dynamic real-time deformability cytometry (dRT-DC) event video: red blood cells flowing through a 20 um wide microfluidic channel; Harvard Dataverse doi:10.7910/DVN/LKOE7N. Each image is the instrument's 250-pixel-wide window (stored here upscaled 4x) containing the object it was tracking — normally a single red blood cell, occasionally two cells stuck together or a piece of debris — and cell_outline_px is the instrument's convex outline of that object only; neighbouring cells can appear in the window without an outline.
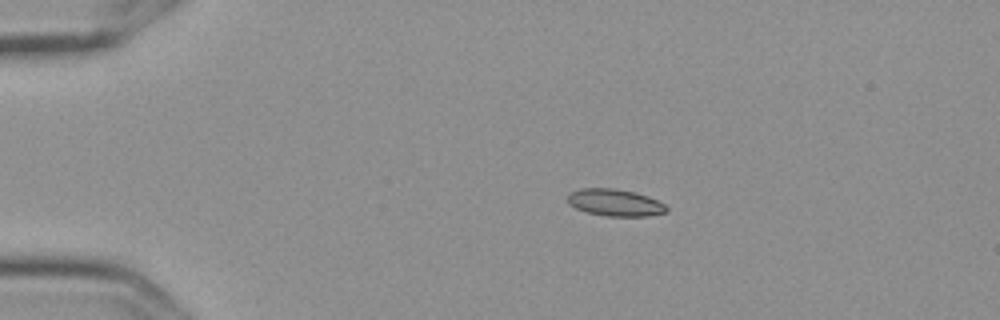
{"species": "Egyptian fruit bat (a non-hibernating species)", "species_latin": "Rousettus aegyptiacus", "temperature_condition": "cold", "stored_images_in_passage": 15, "camera_frame_rate_fps": 3000, "um_per_image_px": 0.085, "frame": {"image": 1, "passage_image": 3, "time_ms": 0.667, "image_size_px": [1000, 320], "cell_outline_px": [[668, 212], [648, 216], [608, 216], [588, 212], [576, 208], [568, 204], [568, 192], [580, 188], [616, 188], [636, 192], [648, 196], [664, 204], [668, 208]], "centroid_in_image_um": [52.27, 17.21], "position_along_channel_um": 32.7, "area_um2": 15.66}}
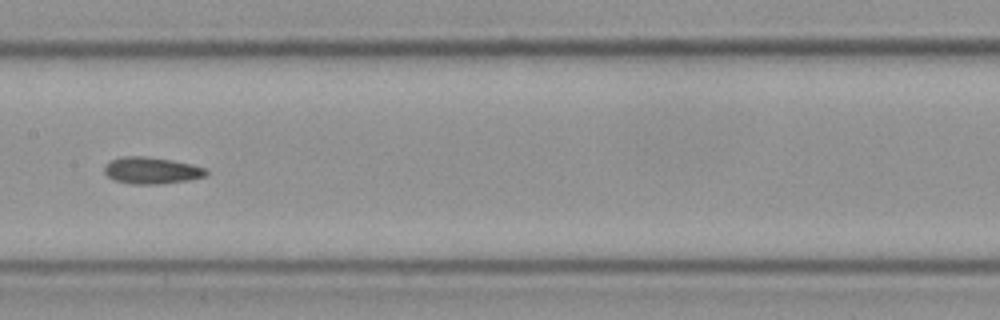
{"frame": {"image": 2, "passage_image": 8, "time_ms": 2.333, "image_size_px": [1000, 320], "cell_outline_px": [[208, 172], [204, 176], [192, 180], [160, 184], [132, 184], [112, 180], [104, 172], [104, 164], [120, 156], [144, 156], [172, 160], [192, 164], [204, 168]], "centroid_in_image_um": [12.85, 14.49], "position_along_channel_um": 194.5, "area_um2": 16.01}}
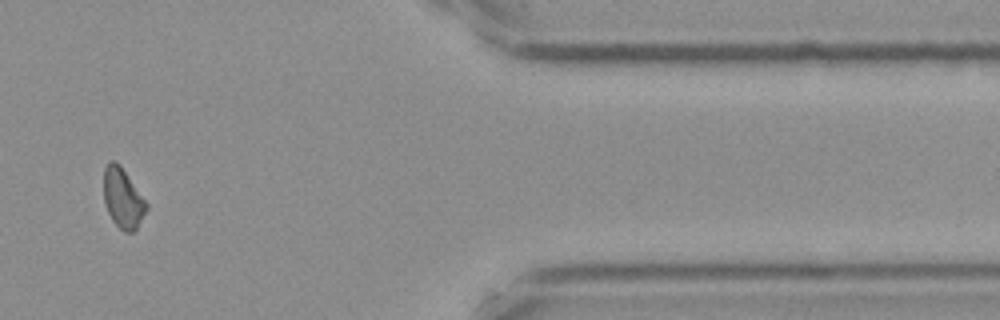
{"frame": {"image": 3, "passage_image": 13, "time_ms": 4.0, "image_size_px": [1000, 320], "cell_outline_px": [[148, 208], [136, 228], [132, 232], [124, 232], [112, 220], [108, 212], [104, 200], [104, 168], [108, 160], [116, 160], [120, 164], [148, 204]], "centroid_in_image_um": [10.43, 16.81], "position_along_channel_um": 401.0, "area_um2": 14.85}}